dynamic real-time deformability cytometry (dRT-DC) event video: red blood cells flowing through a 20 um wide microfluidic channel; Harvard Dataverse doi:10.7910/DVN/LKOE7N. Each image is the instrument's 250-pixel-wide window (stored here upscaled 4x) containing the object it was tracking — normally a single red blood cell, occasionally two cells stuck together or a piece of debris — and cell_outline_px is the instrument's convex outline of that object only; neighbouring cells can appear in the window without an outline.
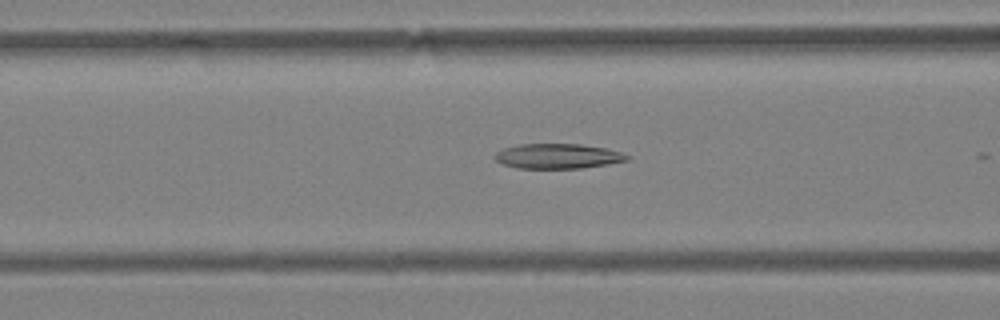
{"species": "Egyptian fruit bat (a non-hibernating species)", "species_latin": "Rousettus aegyptiacus", "temperature_condition": "warm", "stored_images_in_passage": 16, "camera_frame_rate_fps": 3000, "um_per_image_px": 0.085, "animal": {"sex": "female"}, "frame": {"image": 1, "passage_image": 15, "time_ms": 4.667, "image_size_px": [1000, 320], "cell_outline_px": [[632, 156], [628, 160], [608, 164], [584, 168], [516, 168], [500, 164], [492, 156], [496, 152], [504, 148], [520, 144], [580, 144], [604, 148], [620, 152]], "centroid_in_image_um": [47.38, 13.28], "position_along_channel_um": 119.2, "area_um2": 19.31}}